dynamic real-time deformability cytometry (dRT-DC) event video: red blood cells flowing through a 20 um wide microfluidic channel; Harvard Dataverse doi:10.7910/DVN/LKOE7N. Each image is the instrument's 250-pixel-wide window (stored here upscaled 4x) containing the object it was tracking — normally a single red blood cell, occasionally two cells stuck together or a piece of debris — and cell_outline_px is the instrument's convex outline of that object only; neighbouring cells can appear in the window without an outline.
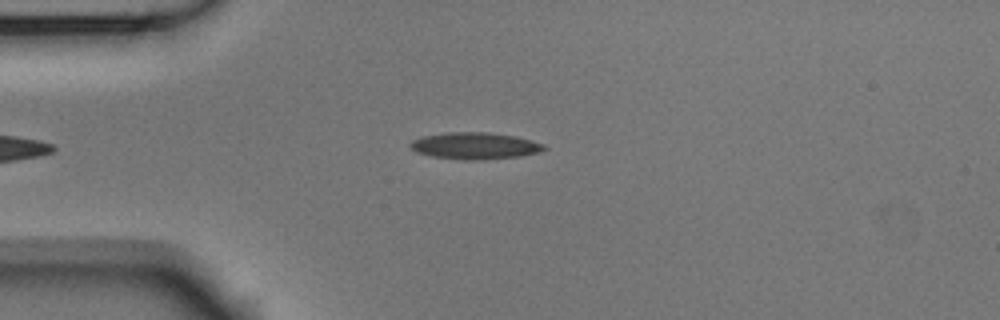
{"species": "Egyptian fruit bat (a non-hibernating species)", "species_latin": "Rousettus aegyptiacus", "temperature_condition": "room temperature", "stored_images_in_passage": 3, "camera_frame_rate_fps": 3000, "um_per_image_px": 0.085, "animal": {"sex": "male"}, "frame": {"image": 1, "passage_image": 3, "time_ms": 0.667, "image_size_px": [1000, 320], "cell_outline_px": [[548, 148], [540, 152], [520, 156], [480, 160], [464, 160], [432, 156], [416, 152], [408, 144], [412, 140], [424, 136], [448, 132], [488, 132], [516, 136], [544, 144]], "centroid_in_image_um": [40.38, 12.39], "position_along_channel_um": 44.6, "area_um2": 20.87}}